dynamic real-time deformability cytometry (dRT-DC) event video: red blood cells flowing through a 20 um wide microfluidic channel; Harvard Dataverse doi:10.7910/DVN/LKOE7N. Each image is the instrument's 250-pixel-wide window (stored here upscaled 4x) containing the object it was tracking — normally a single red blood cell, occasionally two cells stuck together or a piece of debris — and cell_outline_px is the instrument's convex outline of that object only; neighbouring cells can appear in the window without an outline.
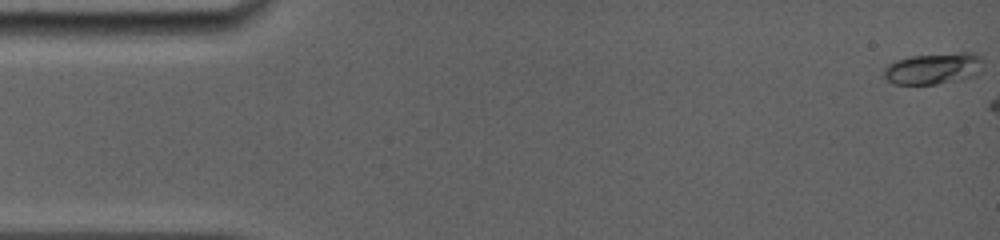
{"species": "common noctule bat (a hibernating species)", "species_latin": "Nyctalus noctula", "temperature_condition": "room temperature", "stored_images_in_passage": 4, "camera_frame_rate_fps": 5000, "um_per_image_px": 0.085, "animal": {"sex": "female", "body_mass_g": 19.0, "forearm_length_mm": 56.7}, "frame": {"image": 1, "passage_image": 1, "time_ms": 0.0, "image_size_px": [1000, 240], "cell_outline_px": [[980, 72], [972, 76], [960, 80], [936, 84], [892, 84], [880, 72], [888, 64], [896, 60], [912, 56], [960, 52], [972, 52], [980, 56]], "centroid_in_image_um": [79.28, 5.83], "position_along_channel_um": 5.7, "area_um2": 18.15}}